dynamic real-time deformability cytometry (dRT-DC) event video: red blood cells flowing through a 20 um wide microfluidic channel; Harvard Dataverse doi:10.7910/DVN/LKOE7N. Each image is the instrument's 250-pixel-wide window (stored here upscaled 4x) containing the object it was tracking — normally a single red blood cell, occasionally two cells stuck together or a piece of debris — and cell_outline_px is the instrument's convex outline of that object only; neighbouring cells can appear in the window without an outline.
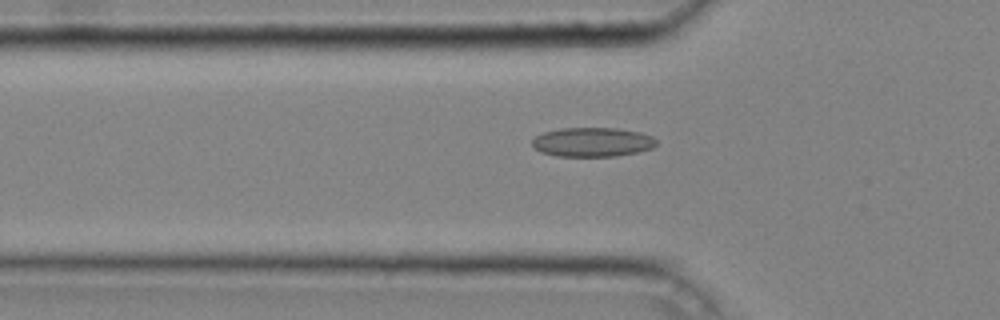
{"species": "common noctule bat (a hibernating species)", "species_latin": "Nyctalus noctula", "temperature_condition": "cold", "stored_images_in_passage": 35, "camera_frame_rate_fps": 3000, "um_per_image_px": 0.085, "animal": {"sex": "male", "body_mass_g": 20.4}, "frame": {"image": 1, "passage_image": 8, "time_ms": 2.333, "image_size_px": [1000, 320], "cell_outline_px": [[656, 144], [652, 148], [636, 152], [616, 156], [556, 156], [540, 152], [532, 144], [532, 140], [536, 136], [544, 132], [560, 128], [616, 128], [640, 132], [652, 136], [656, 140]], "centroid_in_image_um": [50.35, 12.07], "position_along_channel_um": 75.5, "area_um2": 21.1}}
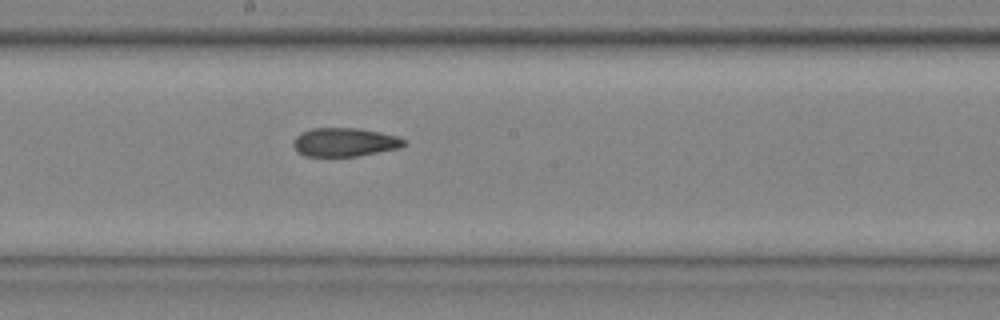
{"frame": {"image": 2, "passage_image": 18, "time_ms": 5.667, "image_size_px": [1000, 320], "cell_outline_px": [[404, 144], [400, 148], [356, 156], [304, 156], [296, 152], [292, 144], [296, 136], [300, 132], [312, 128], [360, 128], [380, 132], [396, 136], [404, 140]], "centroid_in_image_um": [29.23, 12.08], "position_along_channel_um": 219.0, "area_um2": 18.5}}
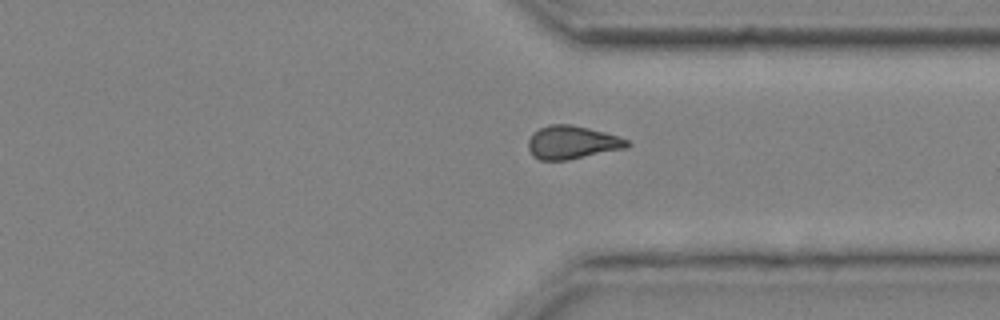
{"frame": {"image": 3, "passage_image": 28, "time_ms": 9.0, "image_size_px": [1000, 320], "cell_outline_px": [[632, 144], [628, 148], [568, 160], [540, 160], [532, 156], [528, 148], [528, 140], [532, 132], [548, 124], [572, 124], [604, 132], [628, 140]], "centroid_in_image_um": [48.62, 12.11], "position_along_channel_um": 362.8, "area_um2": 19.36}, "authors_computed_cell_mechanics": {"area_um2": 19.3052, "velocity_mm_per_s": 4.3004, "shape_relaxation_time_tau1_ms": null, "shape_relaxation_time_tau2_ms": 1.8821, "deformation_change_tau1": null, "deformation_change_tau2": 0.0804}}